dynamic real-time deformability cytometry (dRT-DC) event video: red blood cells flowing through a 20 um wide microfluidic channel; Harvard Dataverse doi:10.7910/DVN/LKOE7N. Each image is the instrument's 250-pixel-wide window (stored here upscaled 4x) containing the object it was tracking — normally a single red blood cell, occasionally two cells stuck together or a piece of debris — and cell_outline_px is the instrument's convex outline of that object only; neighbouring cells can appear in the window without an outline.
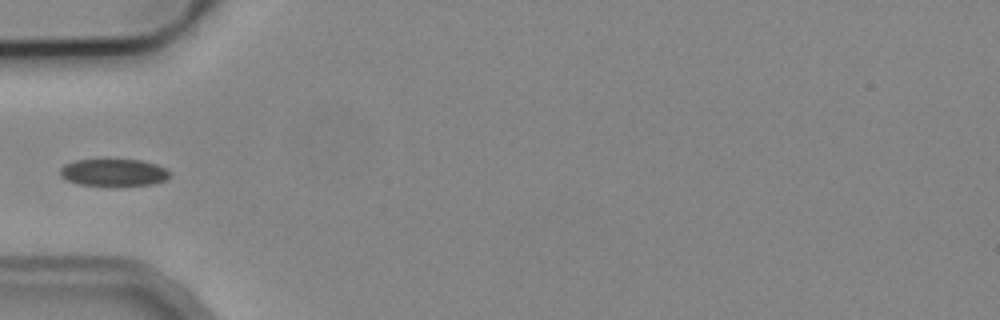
{"species": "common noctule bat (a hibernating species)", "species_latin": "Nyctalus noctula", "temperature_condition": "cold", "stored_images_in_passage": 6, "camera_frame_rate_fps": 3000, "um_per_image_px": 0.085, "animal": {"sex": "male", "body_mass_g": 19.2, "forearm_length_mm": 51.8}, "frame": {"image": 1, "passage_image": 6, "time_ms": 5.667, "image_size_px": [1000, 320], "cell_outline_px": [[168, 176], [164, 180], [152, 184], [116, 188], [80, 184], [68, 180], [60, 176], [60, 168], [64, 164], [76, 160], [140, 160], [156, 164], [164, 168], [168, 172]], "centroid_in_image_um": [9.63, 14.7], "position_along_channel_um": 75.4, "area_um2": 17.69}}